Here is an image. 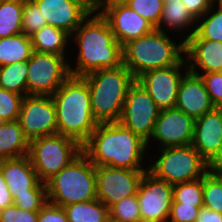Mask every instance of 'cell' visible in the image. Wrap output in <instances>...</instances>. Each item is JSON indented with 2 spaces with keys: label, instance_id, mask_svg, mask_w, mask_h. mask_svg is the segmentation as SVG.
Masks as SVG:
<instances>
[{
  "label": "cell",
  "instance_id": "d6986e66",
  "mask_svg": "<svg viewBox=\"0 0 222 222\" xmlns=\"http://www.w3.org/2000/svg\"><path fill=\"white\" fill-rule=\"evenodd\" d=\"M192 146L208 162L222 148V110L215 107L195 120Z\"/></svg>",
  "mask_w": 222,
  "mask_h": 222
},
{
  "label": "cell",
  "instance_id": "7402d4cb",
  "mask_svg": "<svg viewBox=\"0 0 222 222\" xmlns=\"http://www.w3.org/2000/svg\"><path fill=\"white\" fill-rule=\"evenodd\" d=\"M196 21L181 0H173L164 3L158 29L163 32L167 31V33L172 32L173 35L174 32L178 35L182 31L180 34L184 37L183 41H185L195 32Z\"/></svg>",
  "mask_w": 222,
  "mask_h": 222
},
{
  "label": "cell",
  "instance_id": "e0dca14e",
  "mask_svg": "<svg viewBox=\"0 0 222 222\" xmlns=\"http://www.w3.org/2000/svg\"><path fill=\"white\" fill-rule=\"evenodd\" d=\"M42 12L48 25L72 34L91 13L78 0H32Z\"/></svg>",
  "mask_w": 222,
  "mask_h": 222
},
{
  "label": "cell",
  "instance_id": "9c48e42d",
  "mask_svg": "<svg viewBox=\"0 0 222 222\" xmlns=\"http://www.w3.org/2000/svg\"><path fill=\"white\" fill-rule=\"evenodd\" d=\"M69 58L33 51L28 60L27 95L52 96L71 75Z\"/></svg>",
  "mask_w": 222,
  "mask_h": 222
},
{
  "label": "cell",
  "instance_id": "9a60e30c",
  "mask_svg": "<svg viewBox=\"0 0 222 222\" xmlns=\"http://www.w3.org/2000/svg\"><path fill=\"white\" fill-rule=\"evenodd\" d=\"M194 124L192 117L177 108L162 109L155 122L150 142L147 143L148 151L151 143L156 144V149L192 144Z\"/></svg>",
  "mask_w": 222,
  "mask_h": 222
},
{
  "label": "cell",
  "instance_id": "4fadbf2b",
  "mask_svg": "<svg viewBox=\"0 0 222 222\" xmlns=\"http://www.w3.org/2000/svg\"><path fill=\"white\" fill-rule=\"evenodd\" d=\"M142 222H167L173 202V185L148 170L137 191Z\"/></svg>",
  "mask_w": 222,
  "mask_h": 222
},
{
  "label": "cell",
  "instance_id": "f35d334b",
  "mask_svg": "<svg viewBox=\"0 0 222 222\" xmlns=\"http://www.w3.org/2000/svg\"><path fill=\"white\" fill-rule=\"evenodd\" d=\"M200 208L173 201L167 222H196Z\"/></svg>",
  "mask_w": 222,
  "mask_h": 222
},
{
  "label": "cell",
  "instance_id": "7bdbcfd3",
  "mask_svg": "<svg viewBox=\"0 0 222 222\" xmlns=\"http://www.w3.org/2000/svg\"><path fill=\"white\" fill-rule=\"evenodd\" d=\"M196 222H222V214L206 207H201Z\"/></svg>",
  "mask_w": 222,
  "mask_h": 222
},
{
  "label": "cell",
  "instance_id": "f1b7e54d",
  "mask_svg": "<svg viewBox=\"0 0 222 222\" xmlns=\"http://www.w3.org/2000/svg\"><path fill=\"white\" fill-rule=\"evenodd\" d=\"M28 69V61L1 66L0 88L26 96Z\"/></svg>",
  "mask_w": 222,
  "mask_h": 222
},
{
  "label": "cell",
  "instance_id": "f546056e",
  "mask_svg": "<svg viewBox=\"0 0 222 222\" xmlns=\"http://www.w3.org/2000/svg\"><path fill=\"white\" fill-rule=\"evenodd\" d=\"M173 201L193 207H203V177L173 185Z\"/></svg>",
  "mask_w": 222,
  "mask_h": 222
},
{
  "label": "cell",
  "instance_id": "44dd1931",
  "mask_svg": "<svg viewBox=\"0 0 222 222\" xmlns=\"http://www.w3.org/2000/svg\"><path fill=\"white\" fill-rule=\"evenodd\" d=\"M0 168L12 199L17 195L30 193L41 183L28 155L0 160Z\"/></svg>",
  "mask_w": 222,
  "mask_h": 222
},
{
  "label": "cell",
  "instance_id": "d590c367",
  "mask_svg": "<svg viewBox=\"0 0 222 222\" xmlns=\"http://www.w3.org/2000/svg\"><path fill=\"white\" fill-rule=\"evenodd\" d=\"M24 96L0 88V121L18 120Z\"/></svg>",
  "mask_w": 222,
  "mask_h": 222
},
{
  "label": "cell",
  "instance_id": "30bf717a",
  "mask_svg": "<svg viewBox=\"0 0 222 222\" xmlns=\"http://www.w3.org/2000/svg\"><path fill=\"white\" fill-rule=\"evenodd\" d=\"M160 111L145 88L135 81L127 92L119 122L148 143Z\"/></svg>",
  "mask_w": 222,
  "mask_h": 222
},
{
  "label": "cell",
  "instance_id": "8d00e7d4",
  "mask_svg": "<svg viewBox=\"0 0 222 222\" xmlns=\"http://www.w3.org/2000/svg\"><path fill=\"white\" fill-rule=\"evenodd\" d=\"M201 77L206 90L209 94L210 100L215 107L222 106V76L215 72L206 74H195Z\"/></svg>",
  "mask_w": 222,
  "mask_h": 222
},
{
  "label": "cell",
  "instance_id": "4316f807",
  "mask_svg": "<svg viewBox=\"0 0 222 222\" xmlns=\"http://www.w3.org/2000/svg\"><path fill=\"white\" fill-rule=\"evenodd\" d=\"M24 0H0V38L23 33Z\"/></svg>",
  "mask_w": 222,
  "mask_h": 222
},
{
  "label": "cell",
  "instance_id": "1f68e13d",
  "mask_svg": "<svg viewBox=\"0 0 222 222\" xmlns=\"http://www.w3.org/2000/svg\"><path fill=\"white\" fill-rule=\"evenodd\" d=\"M123 2L158 29L165 3L163 0H124Z\"/></svg>",
  "mask_w": 222,
  "mask_h": 222
},
{
  "label": "cell",
  "instance_id": "603a6c76",
  "mask_svg": "<svg viewBox=\"0 0 222 222\" xmlns=\"http://www.w3.org/2000/svg\"><path fill=\"white\" fill-rule=\"evenodd\" d=\"M29 140L17 120L0 123V160L27 156Z\"/></svg>",
  "mask_w": 222,
  "mask_h": 222
},
{
  "label": "cell",
  "instance_id": "f6af8a7d",
  "mask_svg": "<svg viewBox=\"0 0 222 222\" xmlns=\"http://www.w3.org/2000/svg\"><path fill=\"white\" fill-rule=\"evenodd\" d=\"M91 12H99L106 0H78Z\"/></svg>",
  "mask_w": 222,
  "mask_h": 222
},
{
  "label": "cell",
  "instance_id": "60d3db41",
  "mask_svg": "<svg viewBox=\"0 0 222 222\" xmlns=\"http://www.w3.org/2000/svg\"><path fill=\"white\" fill-rule=\"evenodd\" d=\"M190 14L197 20L213 5L212 0H181Z\"/></svg>",
  "mask_w": 222,
  "mask_h": 222
},
{
  "label": "cell",
  "instance_id": "ac0fdd59",
  "mask_svg": "<svg viewBox=\"0 0 222 222\" xmlns=\"http://www.w3.org/2000/svg\"><path fill=\"white\" fill-rule=\"evenodd\" d=\"M185 59L192 74L218 73L222 70V42L208 39H186Z\"/></svg>",
  "mask_w": 222,
  "mask_h": 222
},
{
  "label": "cell",
  "instance_id": "ab89813d",
  "mask_svg": "<svg viewBox=\"0 0 222 222\" xmlns=\"http://www.w3.org/2000/svg\"><path fill=\"white\" fill-rule=\"evenodd\" d=\"M38 222H69L63 207L47 202L38 211Z\"/></svg>",
  "mask_w": 222,
  "mask_h": 222
},
{
  "label": "cell",
  "instance_id": "83f0119b",
  "mask_svg": "<svg viewBox=\"0 0 222 222\" xmlns=\"http://www.w3.org/2000/svg\"><path fill=\"white\" fill-rule=\"evenodd\" d=\"M187 39H208L222 42V5L213 4L196 21L195 32Z\"/></svg>",
  "mask_w": 222,
  "mask_h": 222
},
{
  "label": "cell",
  "instance_id": "836d02e7",
  "mask_svg": "<svg viewBox=\"0 0 222 222\" xmlns=\"http://www.w3.org/2000/svg\"><path fill=\"white\" fill-rule=\"evenodd\" d=\"M47 202L46 183L43 182L30 193L17 195L13 199V204L15 206L27 211H39Z\"/></svg>",
  "mask_w": 222,
  "mask_h": 222
},
{
  "label": "cell",
  "instance_id": "5b68a950",
  "mask_svg": "<svg viewBox=\"0 0 222 222\" xmlns=\"http://www.w3.org/2000/svg\"><path fill=\"white\" fill-rule=\"evenodd\" d=\"M89 87L91 110L97 123L119 122L127 92L136 81L124 64L82 77Z\"/></svg>",
  "mask_w": 222,
  "mask_h": 222
},
{
  "label": "cell",
  "instance_id": "ffe728a7",
  "mask_svg": "<svg viewBox=\"0 0 222 222\" xmlns=\"http://www.w3.org/2000/svg\"><path fill=\"white\" fill-rule=\"evenodd\" d=\"M175 108L194 120L215 108L200 76L188 72L183 77L178 89Z\"/></svg>",
  "mask_w": 222,
  "mask_h": 222
},
{
  "label": "cell",
  "instance_id": "7c38bea8",
  "mask_svg": "<svg viewBox=\"0 0 222 222\" xmlns=\"http://www.w3.org/2000/svg\"><path fill=\"white\" fill-rule=\"evenodd\" d=\"M29 142L58 133L54 101L48 95H26L17 120Z\"/></svg>",
  "mask_w": 222,
  "mask_h": 222
},
{
  "label": "cell",
  "instance_id": "2e32d148",
  "mask_svg": "<svg viewBox=\"0 0 222 222\" xmlns=\"http://www.w3.org/2000/svg\"><path fill=\"white\" fill-rule=\"evenodd\" d=\"M99 12L107 20L114 37L122 46L155 29L121 0H106Z\"/></svg>",
  "mask_w": 222,
  "mask_h": 222
},
{
  "label": "cell",
  "instance_id": "ee69618b",
  "mask_svg": "<svg viewBox=\"0 0 222 222\" xmlns=\"http://www.w3.org/2000/svg\"><path fill=\"white\" fill-rule=\"evenodd\" d=\"M208 173H222V148L207 162Z\"/></svg>",
  "mask_w": 222,
  "mask_h": 222
},
{
  "label": "cell",
  "instance_id": "ba28073f",
  "mask_svg": "<svg viewBox=\"0 0 222 222\" xmlns=\"http://www.w3.org/2000/svg\"><path fill=\"white\" fill-rule=\"evenodd\" d=\"M82 153V145L59 133L30 141L28 156L41 182L46 183Z\"/></svg>",
  "mask_w": 222,
  "mask_h": 222
},
{
  "label": "cell",
  "instance_id": "74e56055",
  "mask_svg": "<svg viewBox=\"0 0 222 222\" xmlns=\"http://www.w3.org/2000/svg\"><path fill=\"white\" fill-rule=\"evenodd\" d=\"M0 222H38V211H27L14 204L0 210Z\"/></svg>",
  "mask_w": 222,
  "mask_h": 222
},
{
  "label": "cell",
  "instance_id": "277c9868",
  "mask_svg": "<svg viewBox=\"0 0 222 222\" xmlns=\"http://www.w3.org/2000/svg\"><path fill=\"white\" fill-rule=\"evenodd\" d=\"M172 37L155 28L122 46L123 64L135 79L150 70L178 65L185 58L183 39L176 43Z\"/></svg>",
  "mask_w": 222,
  "mask_h": 222
},
{
  "label": "cell",
  "instance_id": "8992f818",
  "mask_svg": "<svg viewBox=\"0 0 222 222\" xmlns=\"http://www.w3.org/2000/svg\"><path fill=\"white\" fill-rule=\"evenodd\" d=\"M48 201L64 207L97 199L96 166L81 153L46 182Z\"/></svg>",
  "mask_w": 222,
  "mask_h": 222
},
{
  "label": "cell",
  "instance_id": "bcb514c9",
  "mask_svg": "<svg viewBox=\"0 0 222 222\" xmlns=\"http://www.w3.org/2000/svg\"><path fill=\"white\" fill-rule=\"evenodd\" d=\"M209 174L216 176L219 179V181L222 183V173H209Z\"/></svg>",
  "mask_w": 222,
  "mask_h": 222
},
{
  "label": "cell",
  "instance_id": "6da1fadb",
  "mask_svg": "<svg viewBox=\"0 0 222 222\" xmlns=\"http://www.w3.org/2000/svg\"><path fill=\"white\" fill-rule=\"evenodd\" d=\"M71 42L78 49L75 50L76 59L73 58L75 63L68 61L72 76L83 77L97 70L115 68L123 64L122 45L116 40L107 20L100 12H91L82 21L71 34Z\"/></svg>",
  "mask_w": 222,
  "mask_h": 222
},
{
  "label": "cell",
  "instance_id": "7a4b0ae2",
  "mask_svg": "<svg viewBox=\"0 0 222 222\" xmlns=\"http://www.w3.org/2000/svg\"><path fill=\"white\" fill-rule=\"evenodd\" d=\"M82 153L95 166L131 170H148L147 160L151 159L147 143L120 122L98 123L95 131L82 144ZM144 160L147 162L145 166Z\"/></svg>",
  "mask_w": 222,
  "mask_h": 222
},
{
  "label": "cell",
  "instance_id": "e575fe53",
  "mask_svg": "<svg viewBox=\"0 0 222 222\" xmlns=\"http://www.w3.org/2000/svg\"><path fill=\"white\" fill-rule=\"evenodd\" d=\"M42 12L32 0H24L22 31L23 34L31 36L34 32L46 26Z\"/></svg>",
  "mask_w": 222,
  "mask_h": 222
},
{
  "label": "cell",
  "instance_id": "8fae6325",
  "mask_svg": "<svg viewBox=\"0 0 222 222\" xmlns=\"http://www.w3.org/2000/svg\"><path fill=\"white\" fill-rule=\"evenodd\" d=\"M146 171L96 166L97 199L109 209L122 199L136 195Z\"/></svg>",
  "mask_w": 222,
  "mask_h": 222
},
{
  "label": "cell",
  "instance_id": "b9f144b4",
  "mask_svg": "<svg viewBox=\"0 0 222 222\" xmlns=\"http://www.w3.org/2000/svg\"><path fill=\"white\" fill-rule=\"evenodd\" d=\"M13 205V199L0 168V210Z\"/></svg>",
  "mask_w": 222,
  "mask_h": 222
},
{
  "label": "cell",
  "instance_id": "7dc6e473",
  "mask_svg": "<svg viewBox=\"0 0 222 222\" xmlns=\"http://www.w3.org/2000/svg\"><path fill=\"white\" fill-rule=\"evenodd\" d=\"M213 4L222 5V0H213Z\"/></svg>",
  "mask_w": 222,
  "mask_h": 222
},
{
  "label": "cell",
  "instance_id": "d6a6232c",
  "mask_svg": "<svg viewBox=\"0 0 222 222\" xmlns=\"http://www.w3.org/2000/svg\"><path fill=\"white\" fill-rule=\"evenodd\" d=\"M203 206L222 214V183L208 172L203 176Z\"/></svg>",
  "mask_w": 222,
  "mask_h": 222
},
{
  "label": "cell",
  "instance_id": "5bb4252c",
  "mask_svg": "<svg viewBox=\"0 0 222 222\" xmlns=\"http://www.w3.org/2000/svg\"><path fill=\"white\" fill-rule=\"evenodd\" d=\"M186 68L184 58L178 65L147 71L136 81L145 88L161 110L175 108L180 83L188 73Z\"/></svg>",
  "mask_w": 222,
  "mask_h": 222
},
{
  "label": "cell",
  "instance_id": "3957f363",
  "mask_svg": "<svg viewBox=\"0 0 222 222\" xmlns=\"http://www.w3.org/2000/svg\"><path fill=\"white\" fill-rule=\"evenodd\" d=\"M51 97L56 109L58 133L82 145L98 125L91 110L87 82L82 77L70 75Z\"/></svg>",
  "mask_w": 222,
  "mask_h": 222
},
{
  "label": "cell",
  "instance_id": "cb8c5ba5",
  "mask_svg": "<svg viewBox=\"0 0 222 222\" xmlns=\"http://www.w3.org/2000/svg\"><path fill=\"white\" fill-rule=\"evenodd\" d=\"M33 51L38 53H53L67 56V47L72 44L71 35L65 30L51 25H46L34 32L31 36ZM66 54V55H65Z\"/></svg>",
  "mask_w": 222,
  "mask_h": 222
},
{
  "label": "cell",
  "instance_id": "52a82bcc",
  "mask_svg": "<svg viewBox=\"0 0 222 222\" xmlns=\"http://www.w3.org/2000/svg\"><path fill=\"white\" fill-rule=\"evenodd\" d=\"M156 151L158 156L154 160L153 157L149 159L148 163L151 164L148 171L158 179L174 185L200 179L207 173V162L192 144L165 147Z\"/></svg>",
  "mask_w": 222,
  "mask_h": 222
},
{
  "label": "cell",
  "instance_id": "484cf974",
  "mask_svg": "<svg viewBox=\"0 0 222 222\" xmlns=\"http://www.w3.org/2000/svg\"><path fill=\"white\" fill-rule=\"evenodd\" d=\"M69 222H110L109 209L99 200L64 206Z\"/></svg>",
  "mask_w": 222,
  "mask_h": 222
},
{
  "label": "cell",
  "instance_id": "4dcf8cb0",
  "mask_svg": "<svg viewBox=\"0 0 222 222\" xmlns=\"http://www.w3.org/2000/svg\"><path fill=\"white\" fill-rule=\"evenodd\" d=\"M109 215L110 222H142L137 194L112 205Z\"/></svg>",
  "mask_w": 222,
  "mask_h": 222
},
{
  "label": "cell",
  "instance_id": "d4e9b609",
  "mask_svg": "<svg viewBox=\"0 0 222 222\" xmlns=\"http://www.w3.org/2000/svg\"><path fill=\"white\" fill-rule=\"evenodd\" d=\"M32 53L30 36L20 33L0 38V66L28 61Z\"/></svg>",
  "mask_w": 222,
  "mask_h": 222
}]
</instances>
